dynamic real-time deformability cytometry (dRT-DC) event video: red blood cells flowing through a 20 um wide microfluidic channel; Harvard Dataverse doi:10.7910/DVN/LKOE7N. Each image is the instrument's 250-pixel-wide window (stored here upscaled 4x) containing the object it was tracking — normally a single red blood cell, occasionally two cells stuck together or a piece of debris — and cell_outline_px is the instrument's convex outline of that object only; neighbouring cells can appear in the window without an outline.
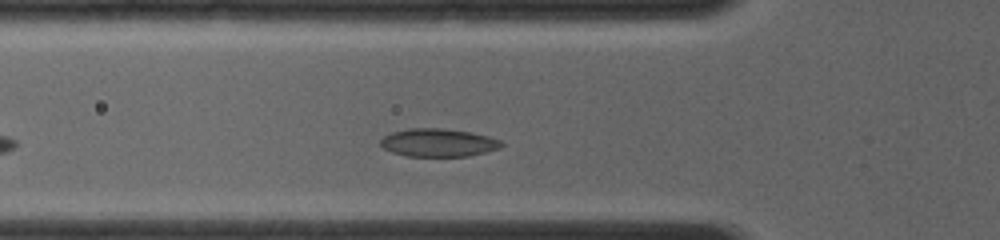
{"species": "common noctule bat (a hibernating species)", "species_latin": "Nyctalus noctula", "temperature_condition": "room temperature", "stored_images_in_passage": 10, "camera_frame_rate_fps": 4000, "um_per_image_px": 0.085, "animal": {"sex": "female", "body_mass_g": 19.0, "forearm_length_mm": 56.7}, "frame": {"image": 1, "passage_image": 6, "time_ms": 2.0, "image_size_px": [1000, 240], "cell_outline_px": [[504, 144], [500, 148], [468, 156], [404, 156], [392, 152], [384, 148], [380, 144], [380, 140], [384, 136], [392, 132], [408, 128], [444, 128], [472, 132], [488, 136], [500, 140]], "centroid_in_image_um": [37.25, 12.12], "position_along_channel_um": 88.6, "area_um2": 19.83}}
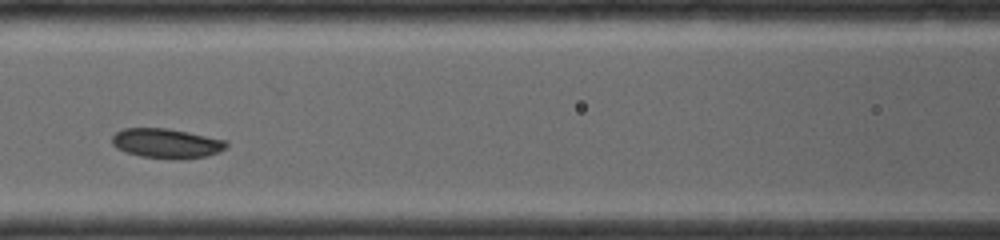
{"frame": {"image": 2, "passage_image": 9, "time_ms": 3.5, "image_size_px": [1000, 240], "cell_outline_px": [[228, 144], [220, 152], [208, 156], [184, 160], [176, 160], [140, 156], [116, 148], [112, 144], [112, 136], [116, 132], [124, 128], [168, 128], [228, 140]], "centroid_in_image_um": [14.19, 12.19], "position_along_channel_um": 152.4, "area_um2": 20.06}}